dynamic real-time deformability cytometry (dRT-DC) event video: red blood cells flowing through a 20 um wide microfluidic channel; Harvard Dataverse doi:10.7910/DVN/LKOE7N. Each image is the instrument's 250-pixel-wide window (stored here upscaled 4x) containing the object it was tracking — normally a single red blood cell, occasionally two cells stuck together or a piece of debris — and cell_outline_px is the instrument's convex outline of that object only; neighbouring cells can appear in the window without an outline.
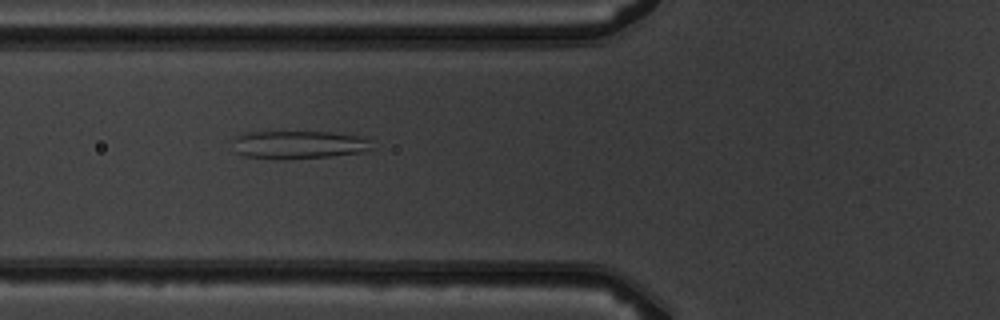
{"species": "common noctule bat (a hibernating species)", "species_latin": "Nyctalus noctula", "temperature_condition": "warm", "stored_images_in_passage": 7, "camera_frame_rate_fps": 3000, "um_per_image_px": 0.085, "animal": {"sex": "male", "body_mass_g": 19.5, "forearm_length_mm": 54.6}, "frame": {"image": 1, "passage_image": 5, "time_ms": 4.667, "image_size_px": [1000, 320], "cell_outline_px": [[376, 148], [360, 152], [332, 156], [284, 160], [244, 156], [236, 152], [232, 140], [232, 136], [244, 132], [328, 132], [356, 136], [368, 140]], "centroid_in_image_um": [25.32, 12.31], "position_along_channel_um": 100.5, "area_um2": 22.95}}